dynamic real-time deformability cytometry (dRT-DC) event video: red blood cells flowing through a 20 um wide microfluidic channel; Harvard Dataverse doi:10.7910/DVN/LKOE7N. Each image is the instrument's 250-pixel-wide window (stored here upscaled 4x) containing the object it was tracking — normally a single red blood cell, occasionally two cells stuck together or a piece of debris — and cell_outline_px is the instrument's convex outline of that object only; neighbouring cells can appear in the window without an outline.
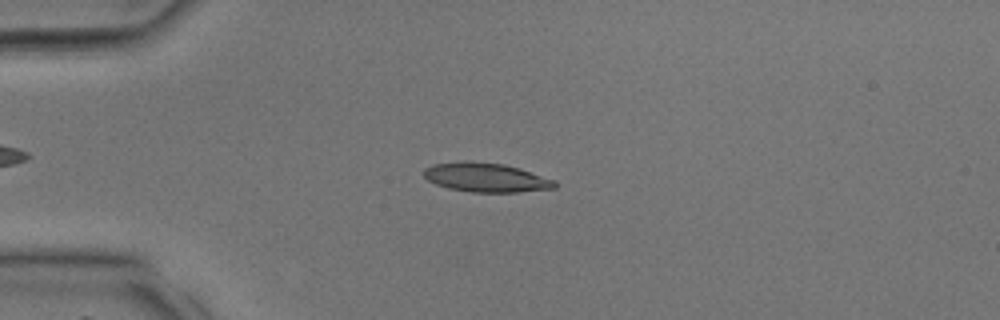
{"species": "common noctule bat (a hibernating species)", "species_latin": "Nyctalus noctula", "temperature_condition": "room temperature", "stored_images_in_passage": 37, "camera_frame_rate_fps": 3000, "um_per_image_px": 0.085, "animal": {"sex": "male", "body_mass_g": 17.9, "forearm_length_mm": 54.2}, "frame": {"image": 1, "passage_image": 9, "time_ms": 2.667, "image_size_px": [1000, 320], "cell_outline_px": [[556, 188], [520, 192], [472, 192], [448, 188], [436, 184], [428, 180], [424, 176], [424, 168], [432, 164], [468, 160], [504, 164], [520, 168], [556, 180]], "centroid_in_image_um": [41.32, 15.08], "position_along_channel_um": 43.7, "area_um2": 22.43}}
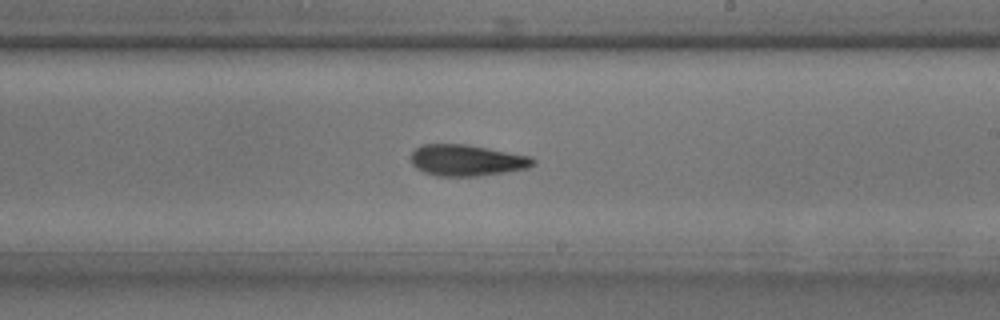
{"frame": {"image": 2, "passage_image": 22, "time_ms": 7.0, "image_size_px": [1000, 320], "cell_outline_px": [[536, 164], [528, 168], [504, 172], [476, 176], [436, 176], [424, 172], [416, 168], [412, 164], [412, 152], [420, 144], [464, 144], [488, 148], [532, 156], [536, 160]], "centroid_in_image_um": [39.69, 13.62], "position_along_channel_um": 249.3, "area_um2": 22.31}}
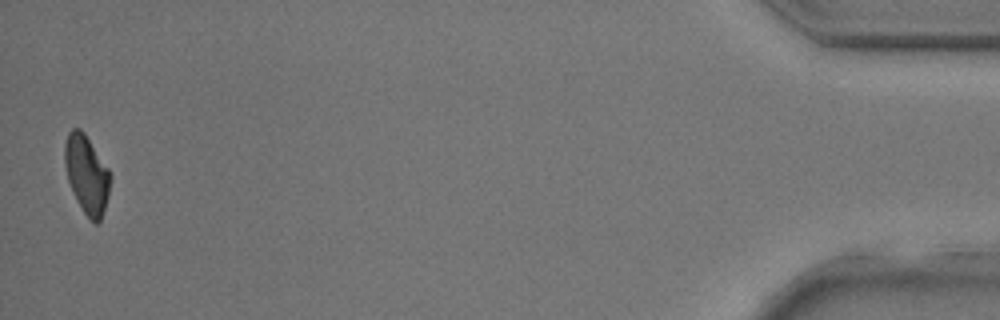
{"frame": {"image": 3, "passage_image": 37, "time_ms": 12.0, "image_size_px": [1000, 320], "cell_outline_px": [[112, 176], [108, 196], [100, 220], [96, 224], [84, 212], [76, 200], [72, 192], [68, 180], [64, 164], [64, 144], [68, 132], [72, 128], [80, 128], [84, 132], [108, 168]], "centroid_in_image_um": [7.35, 14.79], "position_along_channel_um": 427.8, "area_um2": 20.75}}